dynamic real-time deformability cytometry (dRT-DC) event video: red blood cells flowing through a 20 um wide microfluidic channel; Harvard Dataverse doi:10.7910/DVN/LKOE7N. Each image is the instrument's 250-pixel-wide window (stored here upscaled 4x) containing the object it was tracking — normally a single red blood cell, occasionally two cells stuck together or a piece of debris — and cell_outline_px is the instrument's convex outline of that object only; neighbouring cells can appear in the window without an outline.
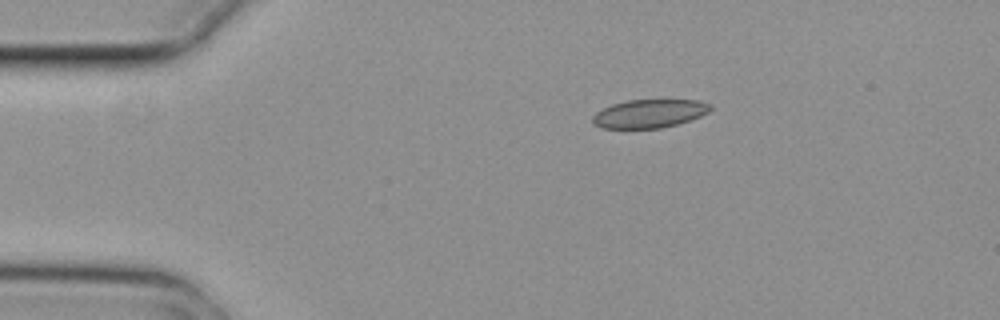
{"species": "common noctule bat (a hibernating species)", "species_latin": "Nyctalus noctula", "temperature_condition": "cold", "stored_images_in_passage": 3, "camera_frame_rate_fps": 3000, "um_per_image_px": 0.085, "animal": {"sex": "female", "body_mass_g": 29.2, "forearm_length_mm": 56.3}, "frame": {"image": 1, "passage_image": 3, "time_ms": 0.667, "image_size_px": [1000, 320], "cell_outline_px": [[712, 108], [708, 112], [700, 116], [676, 124], [660, 128], [600, 128], [592, 124], [592, 116], [596, 112], [612, 104], [628, 100], [700, 100], [712, 104]], "centroid_in_image_um": [55.18, 9.65], "position_along_channel_um": 29.8, "area_um2": 19.48}}